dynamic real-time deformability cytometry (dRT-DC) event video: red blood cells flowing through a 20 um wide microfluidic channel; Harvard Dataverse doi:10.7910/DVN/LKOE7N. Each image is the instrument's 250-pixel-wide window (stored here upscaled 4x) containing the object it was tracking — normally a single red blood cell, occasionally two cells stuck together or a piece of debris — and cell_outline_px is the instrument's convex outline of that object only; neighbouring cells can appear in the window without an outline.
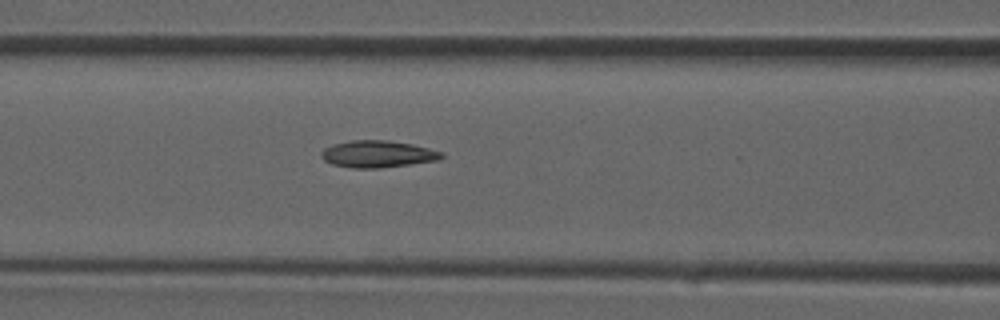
{"species": "common noctule bat (a hibernating species)", "species_latin": "Nyctalus noctula", "temperature_condition": "room temperature", "stored_images_in_passage": 18, "camera_frame_rate_fps": 3000, "um_per_image_px": 0.085, "animal": {"sex": "male", "forearm_length_mm": 52.5}, "frame": {"image": 1, "passage_image": 15, "time_ms": 4.667, "image_size_px": [1000, 320], "cell_outline_px": [[444, 156], [436, 160], [412, 164], [380, 168], [352, 168], [332, 164], [324, 160], [320, 156], [320, 152], [324, 148], [332, 144], [352, 140], [388, 140], [412, 144], [444, 152]], "centroid_in_image_um": [32.08, 13.09], "position_along_channel_um": 134.5, "area_um2": 18.96}}
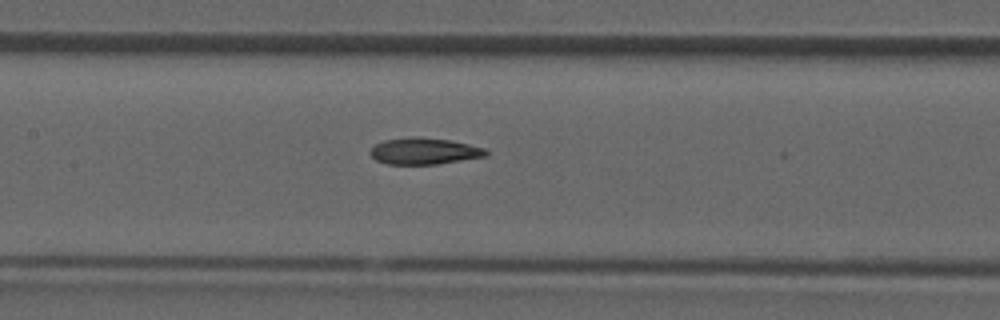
{"frame": {"image": 2, "passage_image": 17, "time_ms": 5.333, "image_size_px": [1000, 320], "cell_outline_px": [[488, 156], [436, 164], [388, 164], [376, 160], [368, 152], [376, 144], [384, 140], [412, 136], [420, 136], [448, 140], [468, 144], [484, 148], [488, 152]], "centroid_in_image_um": [36.04, 12.84], "position_along_channel_um": 171.4, "area_um2": 17.86}}